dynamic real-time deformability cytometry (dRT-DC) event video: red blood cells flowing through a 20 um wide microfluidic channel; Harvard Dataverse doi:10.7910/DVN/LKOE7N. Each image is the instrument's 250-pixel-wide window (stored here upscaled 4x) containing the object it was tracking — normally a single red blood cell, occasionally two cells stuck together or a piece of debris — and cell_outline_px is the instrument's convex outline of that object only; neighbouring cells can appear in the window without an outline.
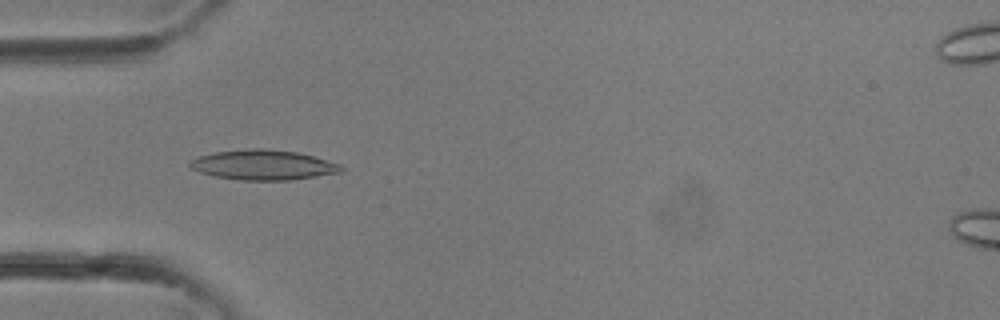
{"species": "common noctule bat (a hibernating species)", "species_latin": "Nyctalus noctula", "temperature_condition": "room temperature", "stored_images_in_passage": 34, "camera_frame_rate_fps": 3000, "um_per_image_px": 0.085, "animal": {"sex": "female"}, "frame": {"image": 1, "passage_image": 11, "time_ms": 3.333, "image_size_px": [1000, 320], "cell_outline_px": [[344, 172], [292, 180], [240, 180], [212, 176], [200, 172], [192, 168], [188, 164], [192, 160], [200, 156], [216, 152], [248, 148], [268, 148], [296, 152], [312, 156], [340, 164], [344, 168]], "centroid_in_image_um": [22.4, 14.02], "position_along_channel_um": 62.6, "area_um2": 26.47}}
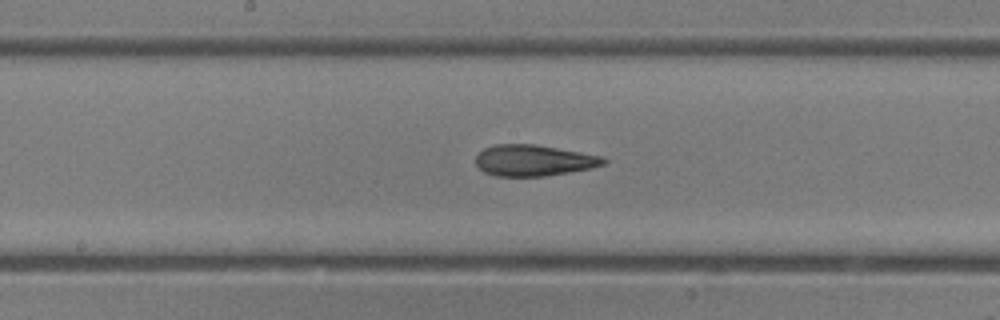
{"frame": {"image": 2, "passage_image": 18, "time_ms": 5.667, "image_size_px": [1000, 320], "cell_outline_px": [[608, 160], [604, 164], [592, 168], [544, 176], [496, 176], [484, 172], [476, 164], [476, 156], [484, 148], [496, 144], [536, 144], [604, 156]], "centroid_in_image_um": [45.39, 13.63], "position_along_channel_um": 202.8, "area_um2": 23.24}}
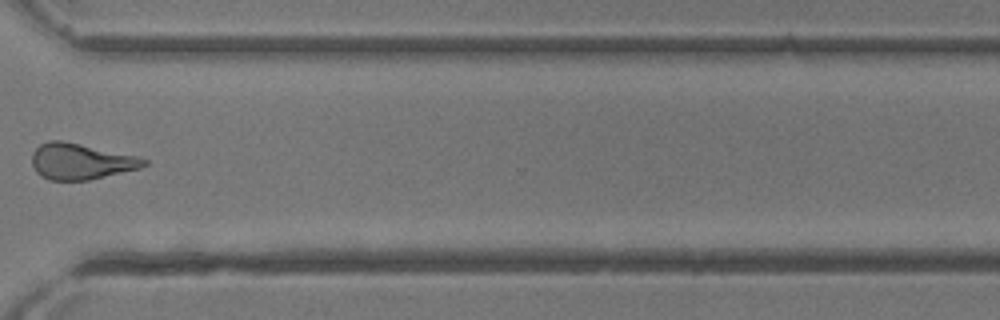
{"frame": {"image": 3, "passage_image": 26, "time_ms": 8.333, "image_size_px": [1000, 320], "cell_outline_px": [[148, 164], [140, 168], [88, 180], [48, 180], [40, 176], [36, 172], [32, 164], [32, 152], [40, 144], [48, 140], [64, 140], [140, 156], [148, 160]], "centroid_in_image_um": [6.87, 13.7], "position_along_channel_um": 363.7, "area_um2": 23.81}}